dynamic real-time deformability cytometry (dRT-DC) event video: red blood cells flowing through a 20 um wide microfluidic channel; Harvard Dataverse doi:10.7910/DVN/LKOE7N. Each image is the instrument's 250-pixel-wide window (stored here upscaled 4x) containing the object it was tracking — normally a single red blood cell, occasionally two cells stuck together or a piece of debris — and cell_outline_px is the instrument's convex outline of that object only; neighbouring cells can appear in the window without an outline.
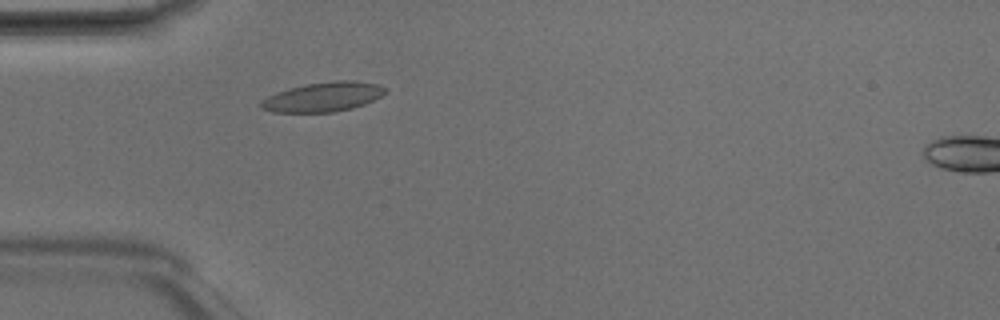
{"species": "Egyptian fruit bat (a non-hibernating species)", "species_latin": "Rousettus aegyptiacus", "temperature_condition": "room temperature", "stored_images_in_passage": 4, "camera_frame_rate_fps": 3000, "um_per_image_px": 0.085, "animal": {"sex": "male"}, "frame": {"image": 1, "passage_image": 3, "time_ms": 0.667, "image_size_px": [1000, 320], "cell_outline_px": [[388, 92], [364, 104], [352, 108], [332, 112], [272, 112], [260, 108], [260, 100], [276, 92], [308, 84], [336, 80], [352, 80], [380, 84]], "centroid_in_image_um": [27.46, 8.24], "position_along_channel_um": 57.5, "area_um2": 21.21}}